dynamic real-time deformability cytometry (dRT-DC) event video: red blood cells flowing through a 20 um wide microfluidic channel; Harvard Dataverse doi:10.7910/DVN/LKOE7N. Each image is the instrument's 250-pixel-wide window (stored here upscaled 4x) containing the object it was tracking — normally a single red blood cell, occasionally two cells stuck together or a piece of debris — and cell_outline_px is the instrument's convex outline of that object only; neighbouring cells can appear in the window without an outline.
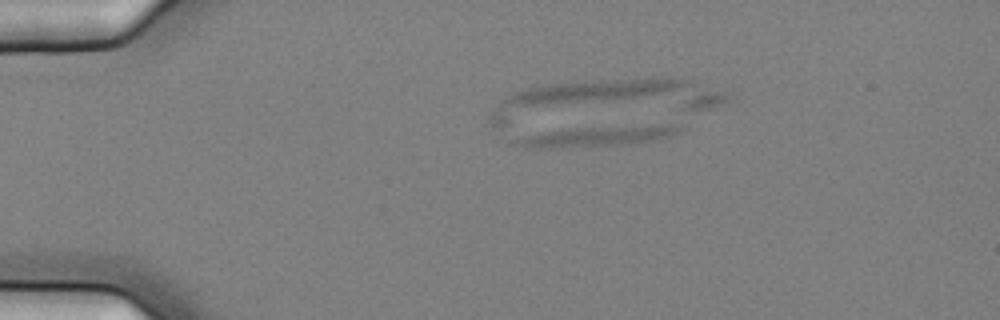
{"species": "common noctule bat (a hibernating species)", "species_latin": "Nyctalus noctula", "temperature_condition": "cold", "stored_images_in_passage": 5, "camera_frame_rate_fps": 3000, "um_per_image_px": 0.085, "animal": {"sex": "female", "body_mass_g": 25.1}, "frame": {"image": 1, "passage_image": 3, "time_ms": 0.667, "image_size_px": [1000, 320], "cell_outline_px": [[680, 128], [676, 132], [668, 136], [628, 144], [560, 148], [524, 148], [512, 144], [516, 140], [528, 136], [552, 132], [584, 128], [660, 124], [672, 124]], "centroid_in_image_um": [50.76, 11.6], "position_along_channel_um": 34.2, "area_um2": 18.26}}